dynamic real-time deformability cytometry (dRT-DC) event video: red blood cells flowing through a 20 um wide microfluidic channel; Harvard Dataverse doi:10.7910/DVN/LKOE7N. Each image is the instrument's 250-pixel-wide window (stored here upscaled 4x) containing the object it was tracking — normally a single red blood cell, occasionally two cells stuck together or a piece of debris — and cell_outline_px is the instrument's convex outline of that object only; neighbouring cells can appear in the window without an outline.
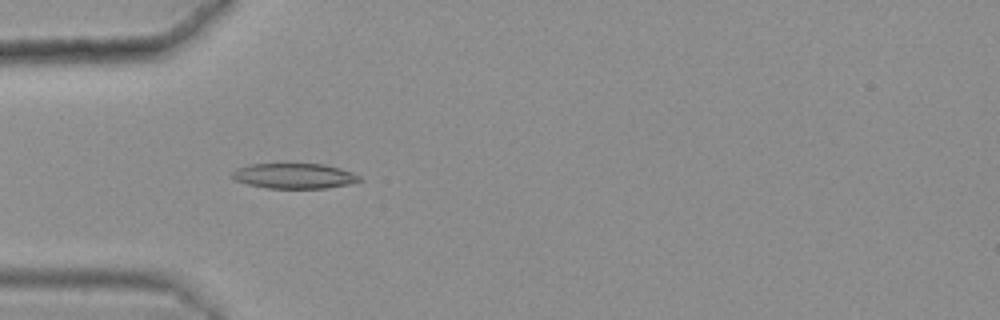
{"species": "common noctule bat (a hibernating species)", "species_latin": "Nyctalus noctula", "temperature_condition": "warm", "stored_images_in_passage": 45, "camera_frame_rate_fps": 3000, "um_per_image_px": 0.085, "animal": {"sex": "female", "body_mass_g": 25.1}, "frame": {"image": 1, "passage_image": 14, "time_ms": 4.333, "image_size_px": [1000, 320], "cell_outline_px": [[364, 180], [348, 184], [328, 188], [268, 188], [248, 184], [236, 180], [228, 176], [236, 168], [252, 164], [324, 164], [340, 168], [352, 172], [360, 176]], "centroid_in_image_um": [25.01, 14.95], "position_along_channel_um": 60.0, "area_um2": 18.79}}
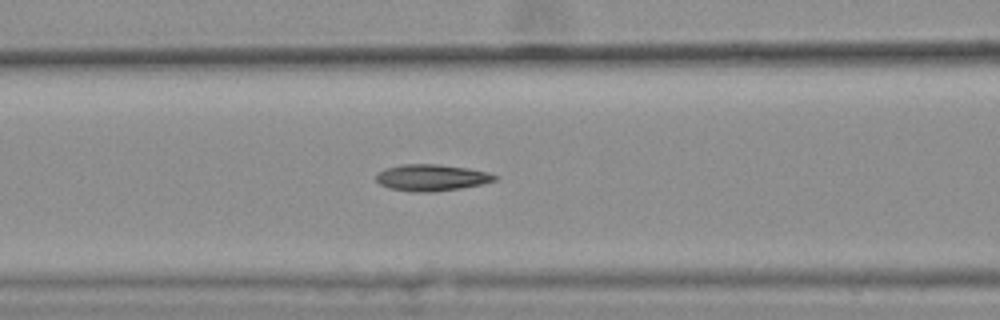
{"frame": {"image": 2, "passage_image": 20, "time_ms": 6.333, "image_size_px": [1000, 320], "cell_outline_px": [[500, 176], [496, 180], [480, 184], [460, 188], [432, 192], [420, 192], [388, 188], [380, 184], [376, 180], [376, 176], [384, 168], [400, 164], [440, 164], [468, 168], [488, 172]], "centroid_in_image_um": [36.69, 15.08], "position_along_channel_um": 129.9, "area_um2": 18.32}}
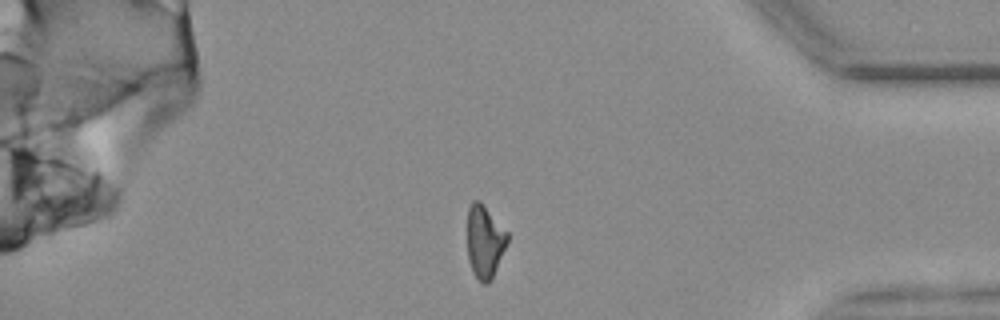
{"frame": {"image": 3, "passage_image": 44, "time_ms": 14.333, "image_size_px": [1000, 320], "cell_outline_px": [[508, 240], [492, 280], [488, 284], [484, 284], [472, 272], [468, 260], [468, 208], [472, 200], [480, 200], [484, 204], [508, 232]], "centroid_in_image_um": [41.2, 20.52], "position_along_channel_um": 394.0, "area_um2": 17.11}, "authors_computed_cell_mechanics": {"area_um2": 18.0914, "velocity_mm_per_s": 3.6323, "shape_relaxation_time_tau1_ms": null, "shape_relaxation_time_tau2_ms": 5.6547, "deformation_change_tau1": null, "deformation_change_tau2": 0.1478}}